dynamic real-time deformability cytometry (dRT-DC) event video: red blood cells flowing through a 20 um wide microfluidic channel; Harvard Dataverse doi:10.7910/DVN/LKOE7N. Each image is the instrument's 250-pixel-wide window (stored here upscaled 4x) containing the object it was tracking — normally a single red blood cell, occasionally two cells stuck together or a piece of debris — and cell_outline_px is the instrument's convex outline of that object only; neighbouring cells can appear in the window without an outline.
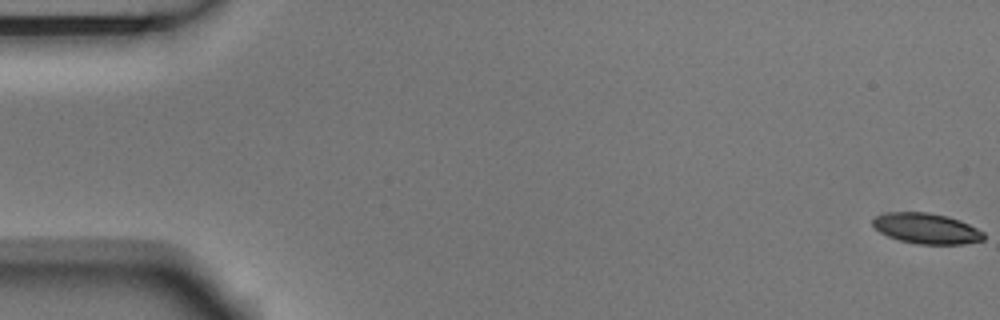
{"species": "Egyptian fruit bat (a non-hibernating species)", "species_latin": "Rousettus aegyptiacus", "temperature_condition": "room temperature", "stored_images_in_passage": 49, "camera_frame_rate_fps": 3000, "um_per_image_px": 0.085, "animal": {"sex": "male"}, "frame": {"image": 1, "passage_image": 1, "time_ms": 0.0, "image_size_px": [1000, 320], "cell_outline_px": [[984, 240], [964, 244], [916, 244], [900, 240], [888, 236], [880, 232], [872, 224], [872, 220], [876, 216], [888, 212], [928, 212], [948, 216], [960, 220], [984, 232]], "centroid_in_image_um": [78.76, 19.42], "position_along_channel_um": 6.2, "area_um2": 19.77}}
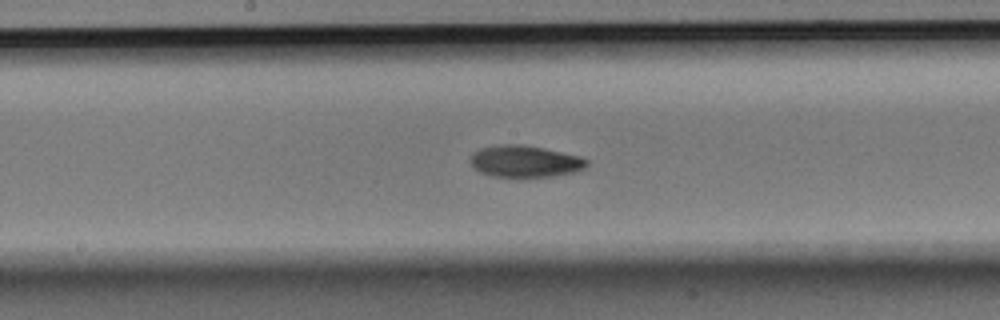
{"frame": {"image": 2, "passage_image": 29, "time_ms": 9.333, "image_size_px": [1000, 320], "cell_outline_px": [[588, 164], [584, 168], [576, 172], [552, 176], [520, 180], [516, 180], [492, 176], [480, 172], [472, 168], [468, 160], [472, 152], [480, 148], [500, 144], [520, 144], [544, 148], [580, 156], [588, 160]], "centroid_in_image_um": [44.56, 13.76], "position_along_channel_um": 203.6, "area_um2": 22.6}}
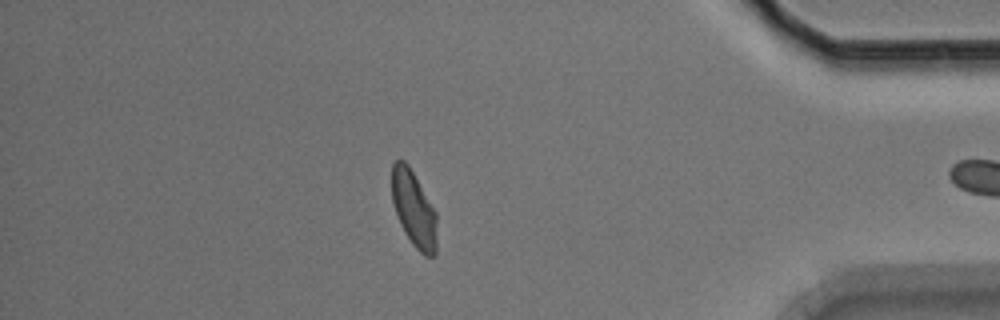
{"frame": {"image": 3, "passage_image": 48, "time_ms": 15.667, "image_size_px": [1000, 320], "cell_outline_px": [[436, 252], [432, 256], [424, 256], [412, 244], [404, 232], [400, 224], [392, 200], [392, 164], [396, 160], [404, 160], [408, 164], [436, 212]], "centroid_in_image_um": [35.17, 17.77], "position_along_channel_um": 400.0, "area_um2": 19.77}}